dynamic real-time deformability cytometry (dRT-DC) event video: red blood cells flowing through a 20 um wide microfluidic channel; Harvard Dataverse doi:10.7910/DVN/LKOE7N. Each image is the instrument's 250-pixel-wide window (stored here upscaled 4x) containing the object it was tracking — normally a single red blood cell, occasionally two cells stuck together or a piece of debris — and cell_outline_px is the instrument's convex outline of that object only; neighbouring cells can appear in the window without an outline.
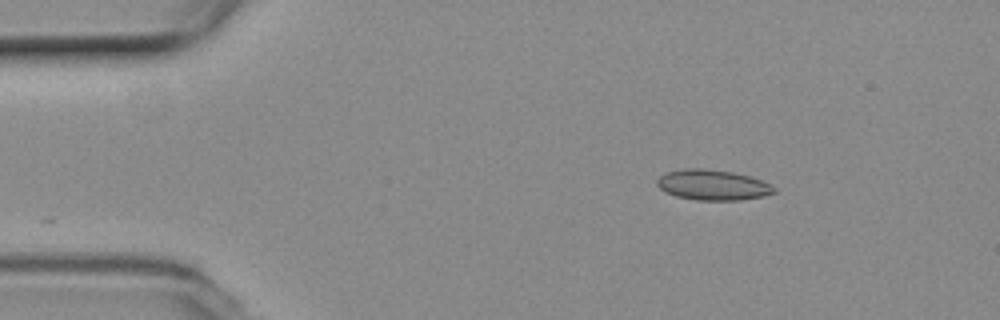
{"species": "common noctule bat (a hibernating species)", "species_latin": "Nyctalus noctula", "temperature_condition": "room temperature", "stored_images_in_passage": 47, "camera_frame_rate_fps": 3000, "um_per_image_px": 0.085, "animal": {"sex": "female", "body_mass_g": 19.3, "forearm_length_mm": 54.1}, "frame": {"image": 1, "passage_image": 1, "time_ms": 0.0, "image_size_px": [1000, 320], "cell_outline_px": [[776, 192], [764, 196], [740, 200], [696, 200], [676, 196], [664, 192], [656, 184], [656, 180], [664, 172], [684, 168], [700, 168], [732, 172], [748, 176], [760, 180], [776, 188]], "centroid_in_image_um": [60.53, 15.72], "position_along_channel_um": 24.5, "area_um2": 20.75}}
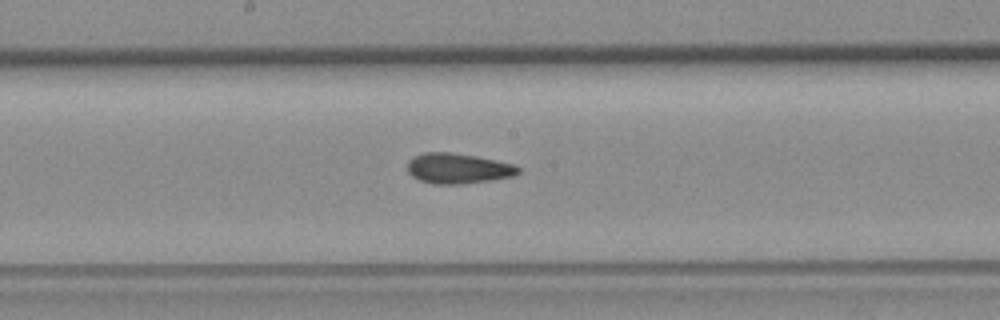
{"frame": {"image": 2, "passage_image": 21, "time_ms": 6.667, "image_size_px": [1000, 320], "cell_outline_px": [[520, 172], [516, 176], [492, 180], [460, 184], [432, 184], [420, 180], [412, 176], [408, 172], [408, 160], [412, 156], [424, 152], [452, 152], [476, 156], [516, 164], [520, 168]], "centroid_in_image_um": [38.95, 14.31], "position_along_channel_um": 209.2, "area_um2": 19.88}}
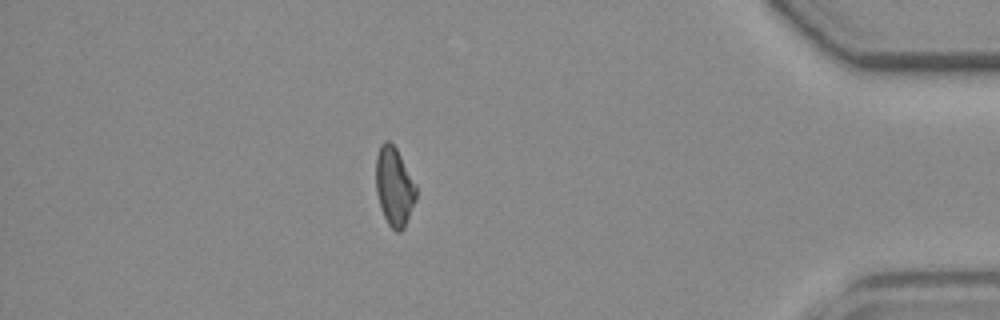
{"frame": {"image": 3, "passage_image": 40, "time_ms": 13.0, "image_size_px": [1000, 320], "cell_outline_px": [[416, 200], [404, 228], [400, 232], [396, 232], [388, 224], [380, 208], [376, 192], [376, 156], [380, 144], [384, 140], [388, 140], [396, 148], [416, 184]], "centroid_in_image_um": [33.5, 15.86], "position_along_channel_um": 401.7, "area_um2": 18.55}, "authors_computed_cell_mechanics": {"area_um2": 19.2474, "velocity_mm_per_s": 3.772, "shape_relaxation_time_tau1_ms": null, "shape_relaxation_time_tau2_ms": 5.9941, "deformation_change_tau1": null, "deformation_change_tau2": 0.1079}}